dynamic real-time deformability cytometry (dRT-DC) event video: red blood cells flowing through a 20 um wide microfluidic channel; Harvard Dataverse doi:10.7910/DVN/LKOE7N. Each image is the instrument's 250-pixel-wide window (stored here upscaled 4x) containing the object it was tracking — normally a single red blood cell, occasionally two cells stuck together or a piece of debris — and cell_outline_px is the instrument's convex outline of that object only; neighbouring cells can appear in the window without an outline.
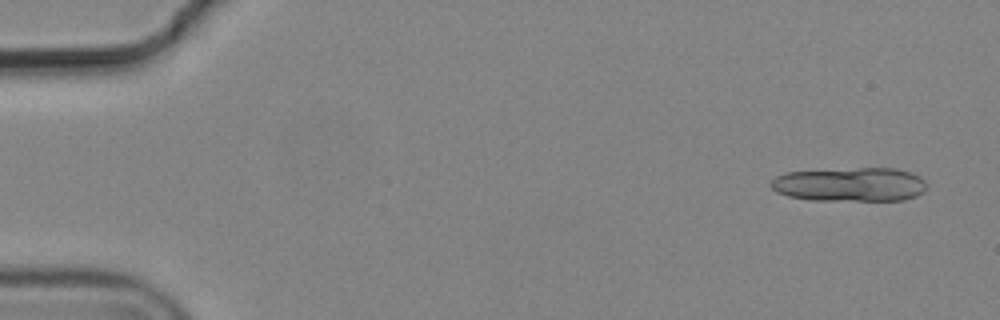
{"species": "common noctule bat (a hibernating species)", "species_latin": "Nyctalus noctula", "temperature_condition": "cold", "stored_images_in_passage": 5, "camera_frame_rate_fps": 3000, "um_per_image_px": 0.085, "animal": {"sex": "male", "body_mass_g": 19.2, "forearm_length_mm": 51.8}, "frame": {"image": 1, "passage_image": 1, "time_ms": 0.0, "image_size_px": [1000, 320], "cell_outline_px": [[924, 192], [916, 196], [904, 200], [812, 200], [788, 196], [776, 192], [772, 188], [772, 180], [776, 176], [784, 172], [860, 168], [896, 168], [912, 172], [920, 176], [924, 180]], "centroid_in_image_um": [72.26, 15.68], "position_along_channel_um": 12.7, "area_um2": 30.87}}